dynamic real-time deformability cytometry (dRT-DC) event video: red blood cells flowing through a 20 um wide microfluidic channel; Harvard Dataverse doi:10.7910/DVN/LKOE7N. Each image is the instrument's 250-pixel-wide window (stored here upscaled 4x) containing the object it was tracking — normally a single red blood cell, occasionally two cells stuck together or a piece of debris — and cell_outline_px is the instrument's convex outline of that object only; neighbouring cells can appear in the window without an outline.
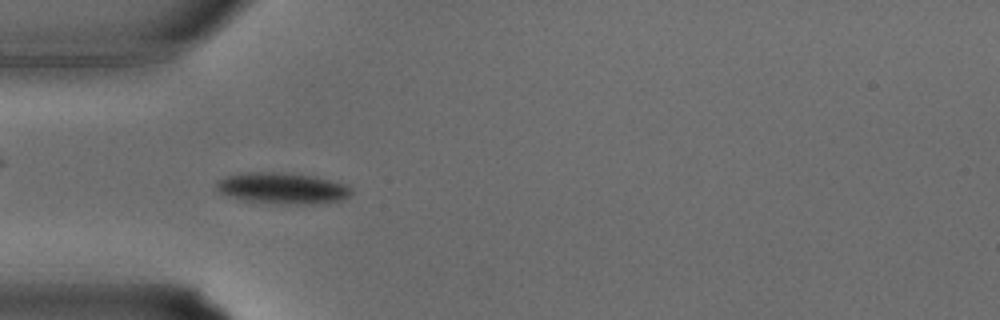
{"species": "common noctule bat (a hibernating species)", "species_latin": "Nyctalus noctula", "temperature_condition": "warm", "stored_images_in_passage": 33, "camera_frame_rate_fps": 3000, "um_per_image_px": 0.085, "animal": {"sex": "male", "body_mass_g": 15.6}, "frame": {"image": 1, "passage_image": 9, "time_ms": 2.667, "image_size_px": [1000, 320], "cell_outline_px": [[352, 192], [344, 200], [316, 204], [280, 204], [244, 200], [220, 192], [216, 188], [216, 184], [224, 176], [240, 172], [280, 172], [316, 176], [348, 184], [352, 188]], "centroid_in_image_um": [24.06, 15.99], "position_along_channel_um": 60.9, "area_um2": 24.8}}
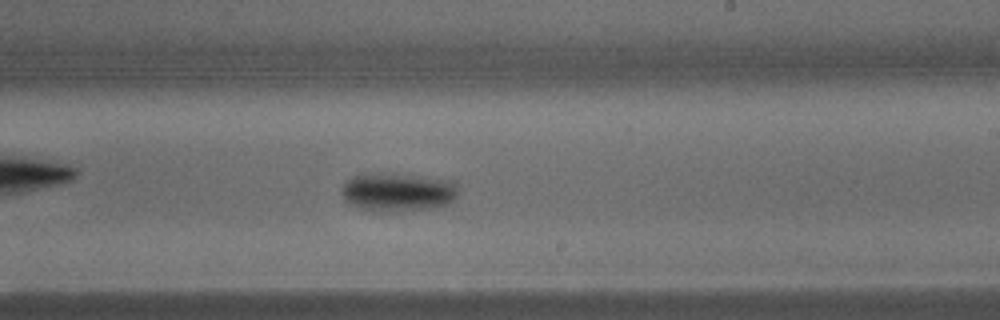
{"frame": {"image": 2, "passage_image": 19, "time_ms": 6.0, "image_size_px": [1000, 320], "cell_outline_px": [[456, 196], [448, 204], [432, 208], [388, 212], [380, 212], [360, 208], [344, 200], [340, 192], [344, 184], [352, 176], [388, 172], [456, 180]], "centroid_in_image_um": [33.82, 16.31], "position_along_channel_um": 255.2, "area_um2": 26.41}}
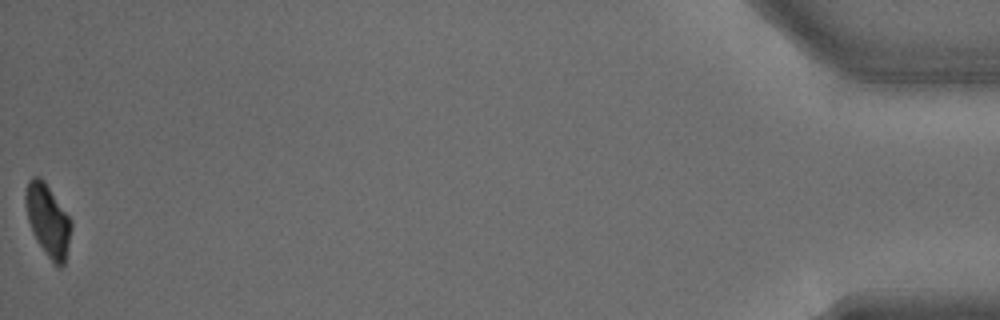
{"frame": {"image": 3, "passage_image": 33, "time_ms": 10.667, "image_size_px": [1000, 320], "cell_outline_px": [[72, 228], [64, 264], [60, 268], [48, 256], [36, 240], [32, 232], [28, 220], [24, 196], [28, 180], [32, 176], [40, 176], [44, 180], [72, 220]], "centroid_in_image_um": [4.07, 18.68], "position_along_channel_um": 431.1, "area_um2": 19.13}}